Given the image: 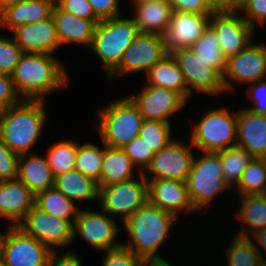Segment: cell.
<instances>
[{
    "label": "cell",
    "instance_id": "obj_50",
    "mask_svg": "<svg viewBox=\"0 0 266 266\" xmlns=\"http://www.w3.org/2000/svg\"><path fill=\"white\" fill-rule=\"evenodd\" d=\"M212 12L237 11L239 4L235 0H204Z\"/></svg>",
    "mask_w": 266,
    "mask_h": 266
},
{
    "label": "cell",
    "instance_id": "obj_46",
    "mask_svg": "<svg viewBox=\"0 0 266 266\" xmlns=\"http://www.w3.org/2000/svg\"><path fill=\"white\" fill-rule=\"evenodd\" d=\"M88 2L101 21L122 15L120 0H88Z\"/></svg>",
    "mask_w": 266,
    "mask_h": 266
},
{
    "label": "cell",
    "instance_id": "obj_16",
    "mask_svg": "<svg viewBox=\"0 0 266 266\" xmlns=\"http://www.w3.org/2000/svg\"><path fill=\"white\" fill-rule=\"evenodd\" d=\"M127 96L144 120L171 123L170 117L185 107L187 101L175 91L157 85H143L141 91Z\"/></svg>",
    "mask_w": 266,
    "mask_h": 266
},
{
    "label": "cell",
    "instance_id": "obj_30",
    "mask_svg": "<svg viewBox=\"0 0 266 266\" xmlns=\"http://www.w3.org/2000/svg\"><path fill=\"white\" fill-rule=\"evenodd\" d=\"M98 183L76 169L55 176L54 188L76 204V201H96Z\"/></svg>",
    "mask_w": 266,
    "mask_h": 266
},
{
    "label": "cell",
    "instance_id": "obj_33",
    "mask_svg": "<svg viewBox=\"0 0 266 266\" xmlns=\"http://www.w3.org/2000/svg\"><path fill=\"white\" fill-rule=\"evenodd\" d=\"M226 252L227 266H266L250 238L234 236Z\"/></svg>",
    "mask_w": 266,
    "mask_h": 266
},
{
    "label": "cell",
    "instance_id": "obj_11",
    "mask_svg": "<svg viewBox=\"0 0 266 266\" xmlns=\"http://www.w3.org/2000/svg\"><path fill=\"white\" fill-rule=\"evenodd\" d=\"M74 221L52 216L34 205L17 227L51 251H57L58 247L65 248L74 241Z\"/></svg>",
    "mask_w": 266,
    "mask_h": 266
},
{
    "label": "cell",
    "instance_id": "obj_55",
    "mask_svg": "<svg viewBox=\"0 0 266 266\" xmlns=\"http://www.w3.org/2000/svg\"><path fill=\"white\" fill-rule=\"evenodd\" d=\"M147 1H154V0H131L132 4L147 2Z\"/></svg>",
    "mask_w": 266,
    "mask_h": 266
},
{
    "label": "cell",
    "instance_id": "obj_24",
    "mask_svg": "<svg viewBox=\"0 0 266 266\" xmlns=\"http://www.w3.org/2000/svg\"><path fill=\"white\" fill-rule=\"evenodd\" d=\"M52 17L61 47L75 42L90 48L96 24L100 21L79 18L61 10L57 5L54 7Z\"/></svg>",
    "mask_w": 266,
    "mask_h": 266
},
{
    "label": "cell",
    "instance_id": "obj_53",
    "mask_svg": "<svg viewBox=\"0 0 266 266\" xmlns=\"http://www.w3.org/2000/svg\"><path fill=\"white\" fill-rule=\"evenodd\" d=\"M142 266H173L171 263L167 262L164 259H157V260H145L143 261Z\"/></svg>",
    "mask_w": 266,
    "mask_h": 266
},
{
    "label": "cell",
    "instance_id": "obj_44",
    "mask_svg": "<svg viewBox=\"0 0 266 266\" xmlns=\"http://www.w3.org/2000/svg\"><path fill=\"white\" fill-rule=\"evenodd\" d=\"M56 5L63 11L91 21H101L94 13L88 0H56Z\"/></svg>",
    "mask_w": 266,
    "mask_h": 266
},
{
    "label": "cell",
    "instance_id": "obj_29",
    "mask_svg": "<svg viewBox=\"0 0 266 266\" xmlns=\"http://www.w3.org/2000/svg\"><path fill=\"white\" fill-rule=\"evenodd\" d=\"M137 168L122 148L105 145L100 180L101 186L120 183L134 178L133 169Z\"/></svg>",
    "mask_w": 266,
    "mask_h": 266
},
{
    "label": "cell",
    "instance_id": "obj_3",
    "mask_svg": "<svg viewBox=\"0 0 266 266\" xmlns=\"http://www.w3.org/2000/svg\"><path fill=\"white\" fill-rule=\"evenodd\" d=\"M45 106L44 100H23L0 118V139L13 153H32L47 122Z\"/></svg>",
    "mask_w": 266,
    "mask_h": 266
},
{
    "label": "cell",
    "instance_id": "obj_43",
    "mask_svg": "<svg viewBox=\"0 0 266 266\" xmlns=\"http://www.w3.org/2000/svg\"><path fill=\"white\" fill-rule=\"evenodd\" d=\"M19 155L0 139V181L18 179Z\"/></svg>",
    "mask_w": 266,
    "mask_h": 266
},
{
    "label": "cell",
    "instance_id": "obj_8",
    "mask_svg": "<svg viewBox=\"0 0 266 266\" xmlns=\"http://www.w3.org/2000/svg\"><path fill=\"white\" fill-rule=\"evenodd\" d=\"M138 179V180H137ZM97 186L98 207L109 216L118 215L124 224L139 208L148 202V183L142 173L139 178Z\"/></svg>",
    "mask_w": 266,
    "mask_h": 266
},
{
    "label": "cell",
    "instance_id": "obj_10",
    "mask_svg": "<svg viewBox=\"0 0 266 266\" xmlns=\"http://www.w3.org/2000/svg\"><path fill=\"white\" fill-rule=\"evenodd\" d=\"M51 250L17 226L0 232V258L7 266H48Z\"/></svg>",
    "mask_w": 266,
    "mask_h": 266
},
{
    "label": "cell",
    "instance_id": "obj_25",
    "mask_svg": "<svg viewBox=\"0 0 266 266\" xmlns=\"http://www.w3.org/2000/svg\"><path fill=\"white\" fill-rule=\"evenodd\" d=\"M18 179L36 196L54 186L55 176L46 155L28 153L19 156Z\"/></svg>",
    "mask_w": 266,
    "mask_h": 266
},
{
    "label": "cell",
    "instance_id": "obj_36",
    "mask_svg": "<svg viewBox=\"0 0 266 266\" xmlns=\"http://www.w3.org/2000/svg\"><path fill=\"white\" fill-rule=\"evenodd\" d=\"M104 148V143L102 148L88 141L79 144L75 158V169L98 182L101 177Z\"/></svg>",
    "mask_w": 266,
    "mask_h": 266
},
{
    "label": "cell",
    "instance_id": "obj_38",
    "mask_svg": "<svg viewBox=\"0 0 266 266\" xmlns=\"http://www.w3.org/2000/svg\"><path fill=\"white\" fill-rule=\"evenodd\" d=\"M171 123L144 120L139 137L143 139L144 143L150 148L154 154L166 147L174 137H172Z\"/></svg>",
    "mask_w": 266,
    "mask_h": 266
},
{
    "label": "cell",
    "instance_id": "obj_18",
    "mask_svg": "<svg viewBox=\"0 0 266 266\" xmlns=\"http://www.w3.org/2000/svg\"><path fill=\"white\" fill-rule=\"evenodd\" d=\"M211 15L173 10L171 20L162 34L167 53L190 48L209 28Z\"/></svg>",
    "mask_w": 266,
    "mask_h": 266
},
{
    "label": "cell",
    "instance_id": "obj_35",
    "mask_svg": "<svg viewBox=\"0 0 266 266\" xmlns=\"http://www.w3.org/2000/svg\"><path fill=\"white\" fill-rule=\"evenodd\" d=\"M78 143L72 139L61 140L48 148L46 158L54 176L75 169Z\"/></svg>",
    "mask_w": 266,
    "mask_h": 266
},
{
    "label": "cell",
    "instance_id": "obj_37",
    "mask_svg": "<svg viewBox=\"0 0 266 266\" xmlns=\"http://www.w3.org/2000/svg\"><path fill=\"white\" fill-rule=\"evenodd\" d=\"M190 48L209 61L222 75L224 74L226 58L220 49L218 35L210 26Z\"/></svg>",
    "mask_w": 266,
    "mask_h": 266
},
{
    "label": "cell",
    "instance_id": "obj_14",
    "mask_svg": "<svg viewBox=\"0 0 266 266\" xmlns=\"http://www.w3.org/2000/svg\"><path fill=\"white\" fill-rule=\"evenodd\" d=\"M102 212L80 208L74 221L73 235L81 236L93 248L106 251L122 245L118 242L119 227L116 220L105 211Z\"/></svg>",
    "mask_w": 266,
    "mask_h": 266
},
{
    "label": "cell",
    "instance_id": "obj_22",
    "mask_svg": "<svg viewBox=\"0 0 266 266\" xmlns=\"http://www.w3.org/2000/svg\"><path fill=\"white\" fill-rule=\"evenodd\" d=\"M34 205L35 195L19 179L0 181V217L10 226H17Z\"/></svg>",
    "mask_w": 266,
    "mask_h": 266
},
{
    "label": "cell",
    "instance_id": "obj_41",
    "mask_svg": "<svg viewBox=\"0 0 266 266\" xmlns=\"http://www.w3.org/2000/svg\"><path fill=\"white\" fill-rule=\"evenodd\" d=\"M255 30V24H266V0H243L237 10Z\"/></svg>",
    "mask_w": 266,
    "mask_h": 266
},
{
    "label": "cell",
    "instance_id": "obj_32",
    "mask_svg": "<svg viewBox=\"0 0 266 266\" xmlns=\"http://www.w3.org/2000/svg\"><path fill=\"white\" fill-rule=\"evenodd\" d=\"M216 153L221 157L223 176L232 190L238 185L242 173L252 161L253 157L245 149L238 146Z\"/></svg>",
    "mask_w": 266,
    "mask_h": 266
},
{
    "label": "cell",
    "instance_id": "obj_1",
    "mask_svg": "<svg viewBox=\"0 0 266 266\" xmlns=\"http://www.w3.org/2000/svg\"><path fill=\"white\" fill-rule=\"evenodd\" d=\"M53 54L24 53L11 74L23 100H44L69 84L68 71Z\"/></svg>",
    "mask_w": 266,
    "mask_h": 266
},
{
    "label": "cell",
    "instance_id": "obj_2",
    "mask_svg": "<svg viewBox=\"0 0 266 266\" xmlns=\"http://www.w3.org/2000/svg\"><path fill=\"white\" fill-rule=\"evenodd\" d=\"M176 219L173 214L147 202L123 224L128 242H122V245L143 261L164 259L157 251L166 241Z\"/></svg>",
    "mask_w": 266,
    "mask_h": 266
},
{
    "label": "cell",
    "instance_id": "obj_12",
    "mask_svg": "<svg viewBox=\"0 0 266 266\" xmlns=\"http://www.w3.org/2000/svg\"><path fill=\"white\" fill-rule=\"evenodd\" d=\"M263 79H266V44L252 41L244 50L226 60L223 74L226 93L233 92L235 84H250Z\"/></svg>",
    "mask_w": 266,
    "mask_h": 266
},
{
    "label": "cell",
    "instance_id": "obj_49",
    "mask_svg": "<svg viewBox=\"0 0 266 266\" xmlns=\"http://www.w3.org/2000/svg\"><path fill=\"white\" fill-rule=\"evenodd\" d=\"M23 99L17 91H0V118L11 106L21 103Z\"/></svg>",
    "mask_w": 266,
    "mask_h": 266
},
{
    "label": "cell",
    "instance_id": "obj_6",
    "mask_svg": "<svg viewBox=\"0 0 266 266\" xmlns=\"http://www.w3.org/2000/svg\"><path fill=\"white\" fill-rule=\"evenodd\" d=\"M215 108L202 115L191 127L190 147L201 152H219L237 144V111Z\"/></svg>",
    "mask_w": 266,
    "mask_h": 266
},
{
    "label": "cell",
    "instance_id": "obj_39",
    "mask_svg": "<svg viewBox=\"0 0 266 266\" xmlns=\"http://www.w3.org/2000/svg\"><path fill=\"white\" fill-rule=\"evenodd\" d=\"M23 54L13 37L0 35V73L11 75Z\"/></svg>",
    "mask_w": 266,
    "mask_h": 266
},
{
    "label": "cell",
    "instance_id": "obj_47",
    "mask_svg": "<svg viewBox=\"0 0 266 266\" xmlns=\"http://www.w3.org/2000/svg\"><path fill=\"white\" fill-rule=\"evenodd\" d=\"M175 11H184L199 15H212L204 0H166Z\"/></svg>",
    "mask_w": 266,
    "mask_h": 266
},
{
    "label": "cell",
    "instance_id": "obj_52",
    "mask_svg": "<svg viewBox=\"0 0 266 266\" xmlns=\"http://www.w3.org/2000/svg\"><path fill=\"white\" fill-rule=\"evenodd\" d=\"M0 91H17L10 74L0 73Z\"/></svg>",
    "mask_w": 266,
    "mask_h": 266
},
{
    "label": "cell",
    "instance_id": "obj_5",
    "mask_svg": "<svg viewBox=\"0 0 266 266\" xmlns=\"http://www.w3.org/2000/svg\"><path fill=\"white\" fill-rule=\"evenodd\" d=\"M123 15L96 24L90 51H94L102 61L109 75L120 63L129 45L140 34L133 18Z\"/></svg>",
    "mask_w": 266,
    "mask_h": 266
},
{
    "label": "cell",
    "instance_id": "obj_9",
    "mask_svg": "<svg viewBox=\"0 0 266 266\" xmlns=\"http://www.w3.org/2000/svg\"><path fill=\"white\" fill-rule=\"evenodd\" d=\"M171 54L184 74L188 98L194 92L212 97L226 93L223 75L191 48H181Z\"/></svg>",
    "mask_w": 266,
    "mask_h": 266
},
{
    "label": "cell",
    "instance_id": "obj_45",
    "mask_svg": "<svg viewBox=\"0 0 266 266\" xmlns=\"http://www.w3.org/2000/svg\"><path fill=\"white\" fill-rule=\"evenodd\" d=\"M247 89V97L250 98L253 106L246 109L266 116V79L250 83Z\"/></svg>",
    "mask_w": 266,
    "mask_h": 266
},
{
    "label": "cell",
    "instance_id": "obj_34",
    "mask_svg": "<svg viewBox=\"0 0 266 266\" xmlns=\"http://www.w3.org/2000/svg\"><path fill=\"white\" fill-rule=\"evenodd\" d=\"M233 189L239 196L266 194V159L253 158Z\"/></svg>",
    "mask_w": 266,
    "mask_h": 266
},
{
    "label": "cell",
    "instance_id": "obj_56",
    "mask_svg": "<svg viewBox=\"0 0 266 266\" xmlns=\"http://www.w3.org/2000/svg\"><path fill=\"white\" fill-rule=\"evenodd\" d=\"M0 266H7L0 258Z\"/></svg>",
    "mask_w": 266,
    "mask_h": 266
},
{
    "label": "cell",
    "instance_id": "obj_23",
    "mask_svg": "<svg viewBox=\"0 0 266 266\" xmlns=\"http://www.w3.org/2000/svg\"><path fill=\"white\" fill-rule=\"evenodd\" d=\"M56 0H22L0 14V28L14 30L25 24L44 21L53 15Z\"/></svg>",
    "mask_w": 266,
    "mask_h": 266
},
{
    "label": "cell",
    "instance_id": "obj_26",
    "mask_svg": "<svg viewBox=\"0 0 266 266\" xmlns=\"http://www.w3.org/2000/svg\"><path fill=\"white\" fill-rule=\"evenodd\" d=\"M133 20L139 33L161 35L165 32L173 12L166 0H154L133 4Z\"/></svg>",
    "mask_w": 266,
    "mask_h": 266
},
{
    "label": "cell",
    "instance_id": "obj_40",
    "mask_svg": "<svg viewBox=\"0 0 266 266\" xmlns=\"http://www.w3.org/2000/svg\"><path fill=\"white\" fill-rule=\"evenodd\" d=\"M122 149L137 167L135 170L138 171V175L146 170L154 156V152L139 136L132 139Z\"/></svg>",
    "mask_w": 266,
    "mask_h": 266
},
{
    "label": "cell",
    "instance_id": "obj_15",
    "mask_svg": "<svg viewBox=\"0 0 266 266\" xmlns=\"http://www.w3.org/2000/svg\"><path fill=\"white\" fill-rule=\"evenodd\" d=\"M188 145L174 138L166 147L154 154L149 166L142 173L143 176L186 182L195 155Z\"/></svg>",
    "mask_w": 266,
    "mask_h": 266
},
{
    "label": "cell",
    "instance_id": "obj_51",
    "mask_svg": "<svg viewBox=\"0 0 266 266\" xmlns=\"http://www.w3.org/2000/svg\"><path fill=\"white\" fill-rule=\"evenodd\" d=\"M253 237L255 239H253ZM249 238L253 242L254 247H256L257 251L259 252L262 260L266 265V229L253 233L252 236H250ZM256 241L260 245V247H262L265 251H261L262 249L259 248V246L256 244Z\"/></svg>",
    "mask_w": 266,
    "mask_h": 266
},
{
    "label": "cell",
    "instance_id": "obj_7",
    "mask_svg": "<svg viewBox=\"0 0 266 266\" xmlns=\"http://www.w3.org/2000/svg\"><path fill=\"white\" fill-rule=\"evenodd\" d=\"M194 157L186 186L191 203L195 210L201 209L223 191L231 189L223 176L221 157L216 152H202Z\"/></svg>",
    "mask_w": 266,
    "mask_h": 266
},
{
    "label": "cell",
    "instance_id": "obj_13",
    "mask_svg": "<svg viewBox=\"0 0 266 266\" xmlns=\"http://www.w3.org/2000/svg\"><path fill=\"white\" fill-rule=\"evenodd\" d=\"M163 37L157 34L140 33L124 52L119 65L108 75L114 79L119 75L143 72L167 55Z\"/></svg>",
    "mask_w": 266,
    "mask_h": 266
},
{
    "label": "cell",
    "instance_id": "obj_31",
    "mask_svg": "<svg viewBox=\"0 0 266 266\" xmlns=\"http://www.w3.org/2000/svg\"><path fill=\"white\" fill-rule=\"evenodd\" d=\"M35 205L42 211L62 219L75 220L80 208L54 187L35 196Z\"/></svg>",
    "mask_w": 266,
    "mask_h": 266
},
{
    "label": "cell",
    "instance_id": "obj_27",
    "mask_svg": "<svg viewBox=\"0 0 266 266\" xmlns=\"http://www.w3.org/2000/svg\"><path fill=\"white\" fill-rule=\"evenodd\" d=\"M145 76L148 82L146 85H157L175 91L187 102L190 101L184 74L171 53L154 64Z\"/></svg>",
    "mask_w": 266,
    "mask_h": 266
},
{
    "label": "cell",
    "instance_id": "obj_20",
    "mask_svg": "<svg viewBox=\"0 0 266 266\" xmlns=\"http://www.w3.org/2000/svg\"><path fill=\"white\" fill-rule=\"evenodd\" d=\"M12 34L23 53L54 55L61 47L53 17L17 27Z\"/></svg>",
    "mask_w": 266,
    "mask_h": 266
},
{
    "label": "cell",
    "instance_id": "obj_42",
    "mask_svg": "<svg viewBox=\"0 0 266 266\" xmlns=\"http://www.w3.org/2000/svg\"><path fill=\"white\" fill-rule=\"evenodd\" d=\"M102 262V266H142L143 264L140 257L123 245L106 250Z\"/></svg>",
    "mask_w": 266,
    "mask_h": 266
},
{
    "label": "cell",
    "instance_id": "obj_54",
    "mask_svg": "<svg viewBox=\"0 0 266 266\" xmlns=\"http://www.w3.org/2000/svg\"><path fill=\"white\" fill-rule=\"evenodd\" d=\"M22 0H0V14L5 11L8 7L16 5L18 2Z\"/></svg>",
    "mask_w": 266,
    "mask_h": 266
},
{
    "label": "cell",
    "instance_id": "obj_57",
    "mask_svg": "<svg viewBox=\"0 0 266 266\" xmlns=\"http://www.w3.org/2000/svg\"><path fill=\"white\" fill-rule=\"evenodd\" d=\"M235 1L240 5L243 0H235Z\"/></svg>",
    "mask_w": 266,
    "mask_h": 266
},
{
    "label": "cell",
    "instance_id": "obj_21",
    "mask_svg": "<svg viewBox=\"0 0 266 266\" xmlns=\"http://www.w3.org/2000/svg\"><path fill=\"white\" fill-rule=\"evenodd\" d=\"M253 158L266 159V116L240 108L237 111V144Z\"/></svg>",
    "mask_w": 266,
    "mask_h": 266
},
{
    "label": "cell",
    "instance_id": "obj_19",
    "mask_svg": "<svg viewBox=\"0 0 266 266\" xmlns=\"http://www.w3.org/2000/svg\"><path fill=\"white\" fill-rule=\"evenodd\" d=\"M148 202L173 214L176 218L183 212L196 211L188 195L186 182L170 179L146 178Z\"/></svg>",
    "mask_w": 266,
    "mask_h": 266
},
{
    "label": "cell",
    "instance_id": "obj_17",
    "mask_svg": "<svg viewBox=\"0 0 266 266\" xmlns=\"http://www.w3.org/2000/svg\"><path fill=\"white\" fill-rule=\"evenodd\" d=\"M239 15L238 11L213 12L210 18V27L218 35L219 46L226 60L254 41V29Z\"/></svg>",
    "mask_w": 266,
    "mask_h": 266
},
{
    "label": "cell",
    "instance_id": "obj_28",
    "mask_svg": "<svg viewBox=\"0 0 266 266\" xmlns=\"http://www.w3.org/2000/svg\"><path fill=\"white\" fill-rule=\"evenodd\" d=\"M240 198L241 206L235 215L243 225L236 235L249 238L253 233L266 229V194L243 195Z\"/></svg>",
    "mask_w": 266,
    "mask_h": 266
},
{
    "label": "cell",
    "instance_id": "obj_48",
    "mask_svg": "<svg viewBox=\"0 0 266 266\" xmlns=\"http://www.w3.org/2000/svg\"><path fill=\"white\" fill-rule=\"evenodd\" d=\"M81 259L74 251L68 250L63 254L58 251H52L48 266H82Z\"/></svg>",
    "mask_w": 266,
    "mask_h": 266
},
{
    "label": "cell",
    "instance_id": "obj_4",
    "mask_svg": "<svg viewBox=\"0 0 266 266\" xmlns=\"http://www.w3.org/2000/svg\"><path fill=\"white\" fill-rule=\"evenodd\" d=\"M96 128L106 146L122 148L139 136L144 118L127 97L113 100L97 115Z\"/></svg>",
    "mask_w": 266,
    "mask_h": 266
}]
</instances>
